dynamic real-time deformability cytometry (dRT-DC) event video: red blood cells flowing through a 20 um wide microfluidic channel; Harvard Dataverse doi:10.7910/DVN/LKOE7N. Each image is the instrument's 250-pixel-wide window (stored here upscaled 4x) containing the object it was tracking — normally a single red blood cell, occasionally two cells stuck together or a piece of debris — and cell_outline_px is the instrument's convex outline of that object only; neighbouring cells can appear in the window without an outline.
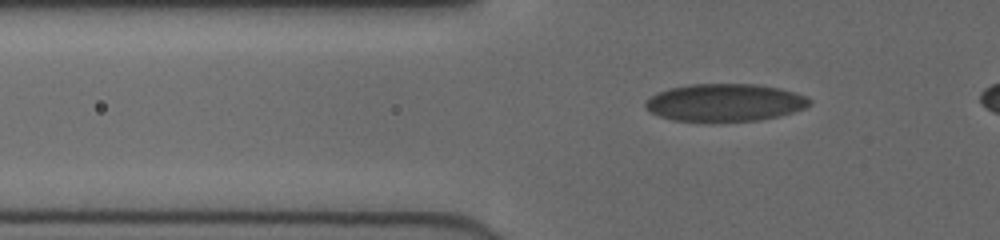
{"species": "human", "species_latin": "Homo sapiens", "temperature_condition": "cold", "stored_images_in_passage": 36, "camera_frame_rate_fps": 3000, "um_per_image_px": 0.085, "donor": {"sex": "female"}, "frame": {"image": 1, "passage_image": 5, "time_ms": 1.333, "image_size_px": [1000, 240], "cell_outline_px": [[812, 104], [804, 108], [780, 116], [760, 120], [672, 120], [660, 116], [644, 108], [644, 104], [656, 92], [668, 88], [692, 84], [756, 84], [780, 88], [796, 92], [808, 96], [812, 100]], "centroid_in_image_um": [61.66, 8.69], "position_along_channel_um": 64.1, "area_um2": 35.72}}
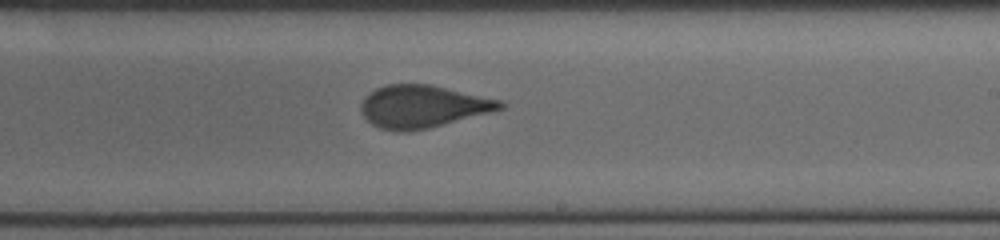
{"frame": {"image": 2, "passage_image": 20, "time_ms": 6.333, "image_size_px": [1000, 240], "cell_outline_px": [[504, 108], [428, 128], [408, 132], [400, 132], [380, 128], [372, 124], [360, 112], [360, 104], [364, 96], [376, 88], [388, 84], [432, 84], [500, 100], [504, 104]], "centroid_in_image_um": [35.87, 9.04], "position_along_channel_um": 253.1, "area_um2": 34.33}}
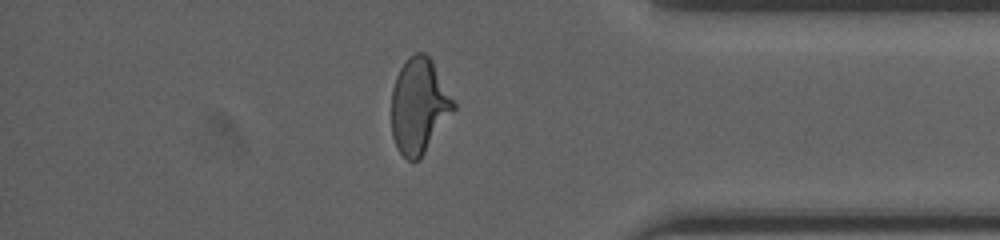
{"frame": {"image": 3, "passage_image": 32, "time_ms": 10.333, "image_size_px": [1000, 240], "cell_outline_px": [[456, 108], [420, 160], [408, 160], [400, 152], [392, 136], [392, 88], [396, 76], [400, 68], [408, 56], [416, 52], [424, 52], [432, 60], [456, 104]], "centroid_in_image_um": [35.62, 8.99], "position_along_channel_um": 399.6, "area_um2": 34.45}}